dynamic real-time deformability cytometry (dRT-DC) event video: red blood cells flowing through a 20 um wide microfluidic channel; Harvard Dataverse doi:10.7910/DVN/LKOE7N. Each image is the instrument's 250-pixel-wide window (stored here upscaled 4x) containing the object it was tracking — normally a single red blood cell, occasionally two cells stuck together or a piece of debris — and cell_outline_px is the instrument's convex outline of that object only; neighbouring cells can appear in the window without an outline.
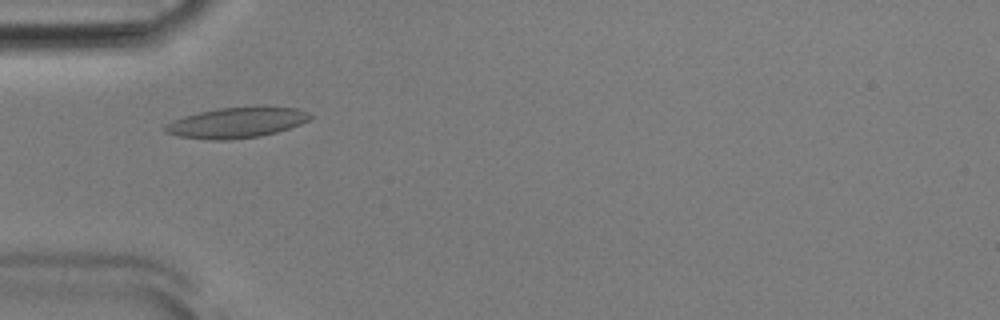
{"species": "Egyptian fruit bat (a non-hibernating species)", "species_latin": "Rousettus aegyptiacus", "temperature_condition": "room temperature", "stored_images_in_passage": 45, "camera_frame_rate_fps": 3000, "um_per_image_px": 0.085, "animal": {"sex": "male"}, "frame": {"image": 1, "passage_image": 9, "time_ms": 2.667, "image_size_px": [1000, 320], "cell_outline_px": [[312, 116], [308, 120], [300, 124], [276, 132], [260, 136], [228, 140], [212, 140], [176, 136], [164, 132], [164, 124], [172, 120], [184, 116], [216, 108], [296, 108], [308, 112]], "centroid_in_image_um": [20.02, 10.45], "position_along_channel_um": 65.0, "area_um2": 25.32}}
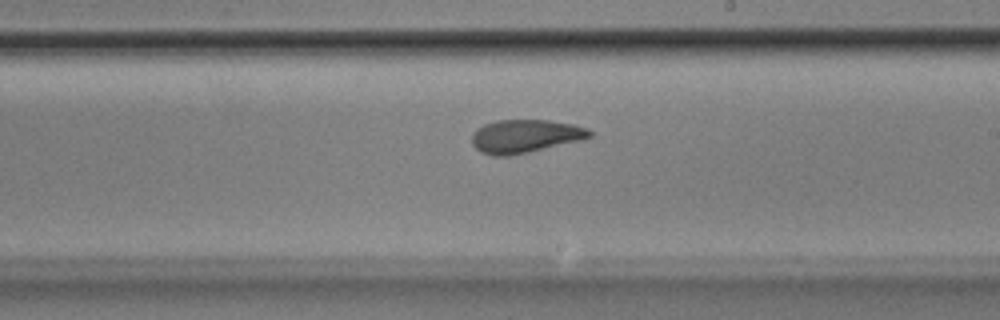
{"frame": {"image": 2, "passage_image": 23, "time_ms": 7.333, "image_size_px": [1000, 320], "cell_outline_px": [[592, 136], [580, 140], [528, 152], [508, 156], [492, 156], [480, 152], [472, 144], [472, 132], [476, 128], [484, 124], [496, 120], [548, 120], [572, 124], [588, 128], [592, 132]], "centroid_in_image_um": [44.59, 11.57], "position_along_channel_um": 244.4, "area_um2": 22.83}}
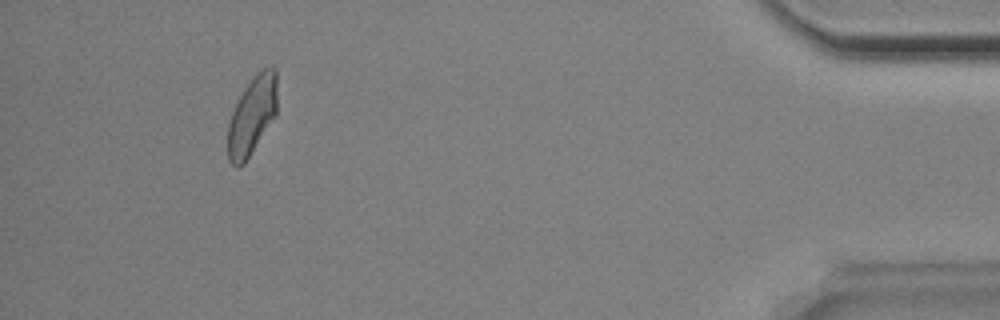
{"frame": {"image": 3, "passage_image": 41, "time_ms": 13.333, "image_size_px": [1000, 320], "cell_outline_px": [[276, 116], [244, 164], [240, 168], [236, 168], [228, 160], [228, 124], [232, 112], [240, 96], [256, 72], [268, 64], [272, 64], [276, 68]], "centroid_in_image_um": [21.44, 9.82], "position_along_channel_um": 413.8, "area_um2": 22.72}, "authors_computed_cell_mechanics": {"area_um2": 23.12, "velocity_mm_per_s": 3.8692, "shape_relaxation_time_tau1_ms": 6.3599, "shape_relaxation_time_tau2_ms": 1.731, "deformation_change_tau1": 0.1695, "deformation_change_tau2": 0.0887}}